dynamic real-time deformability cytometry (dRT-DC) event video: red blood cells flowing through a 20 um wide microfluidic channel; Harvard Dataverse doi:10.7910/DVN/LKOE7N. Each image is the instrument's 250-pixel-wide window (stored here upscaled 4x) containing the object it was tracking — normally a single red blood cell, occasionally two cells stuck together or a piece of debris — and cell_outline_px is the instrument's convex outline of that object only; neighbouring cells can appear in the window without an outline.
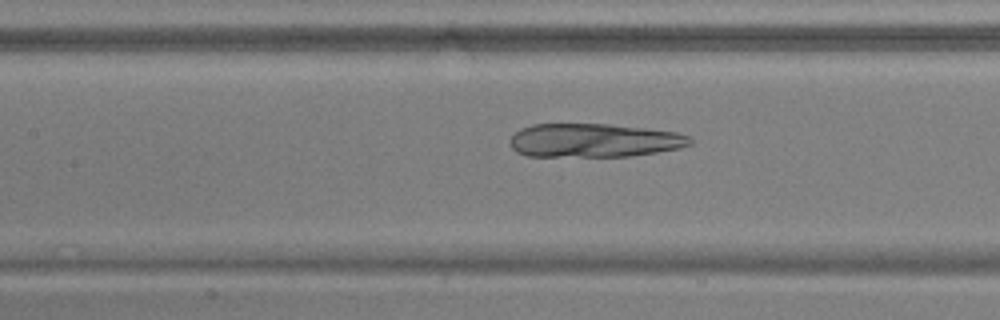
{"species": "common noctule bat (a hibernating species)", "species_latin": "Nyctalus noctula", "temperature_condition": "warm", "stored_images_in_passage": 53, "camera_frame_rate_fps": 3000, "um_per_image_px": 0.085, "animal": {"sex": "male", "body_mass_g": 17.9, "forearm_length_mm": 54.2}, "frame": {"image": 1, "passage_image": 25, "time_ms": 8.0, "image_size_px": [1000, 320], "cell_outline_px": [[692, 144], [680, 148], [632, 156], [528, 156], [516, 152], [512, 148], [512, 136], [520, 128], [532, 124], [608, 124], [644, 128], [676, 132], [688, 136], [692, 140]], "centroid_in_image_um": [50.49, 11.93], "position_along_channel_um": 156.9, "area_um2": 35.2}}
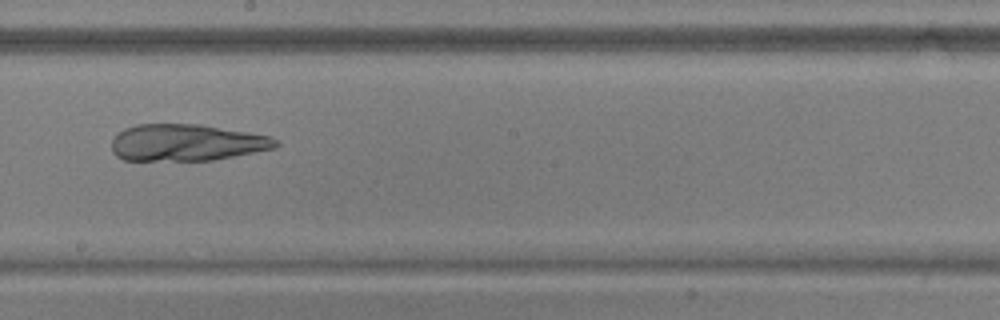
{"frame": {"image": 2, "passage_image": 31, "time_ms": 10.0, "image_size_px": [1000, 320], "cell_outline_px": [[280, 144], [276, 148], [212, 160], [124, 160], [116, 156], [112, 152], [112, 140], [124, 128], [136, 124], [200, 124], [272, 136]], "centroid_in_image_um": [15.86, 12.12], "position_along_channel_um": 232.3, "area_um2": 35.14}}
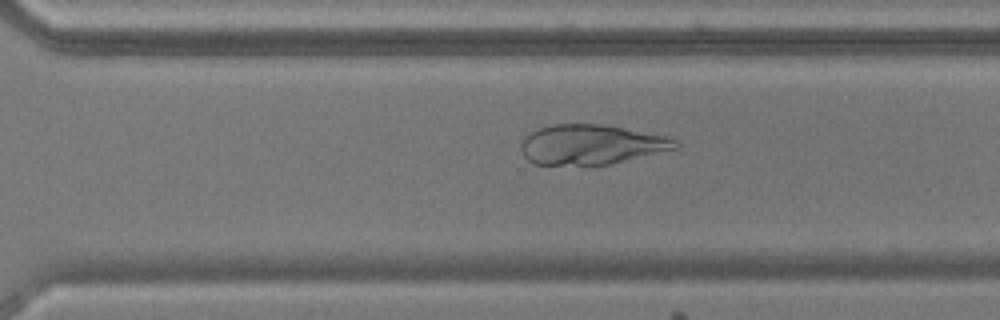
{"frame": {"image": 3, "passage_image": 38, "time_ms": 12.333, "image_size_px": [1000, 320], "cell_outline_px": [[680, 144], [676, 148], [608, 164], [532, 164], [524, 156], [520, 148], [520, 144], [532, 132], [540, 128], [552, 124], [600, 124], [668, 136], [676, 140]], "centroid_in_image_um": [50.24, 12.28], "position_along_channel_um": 320.4, "area_um2": 35.2}}